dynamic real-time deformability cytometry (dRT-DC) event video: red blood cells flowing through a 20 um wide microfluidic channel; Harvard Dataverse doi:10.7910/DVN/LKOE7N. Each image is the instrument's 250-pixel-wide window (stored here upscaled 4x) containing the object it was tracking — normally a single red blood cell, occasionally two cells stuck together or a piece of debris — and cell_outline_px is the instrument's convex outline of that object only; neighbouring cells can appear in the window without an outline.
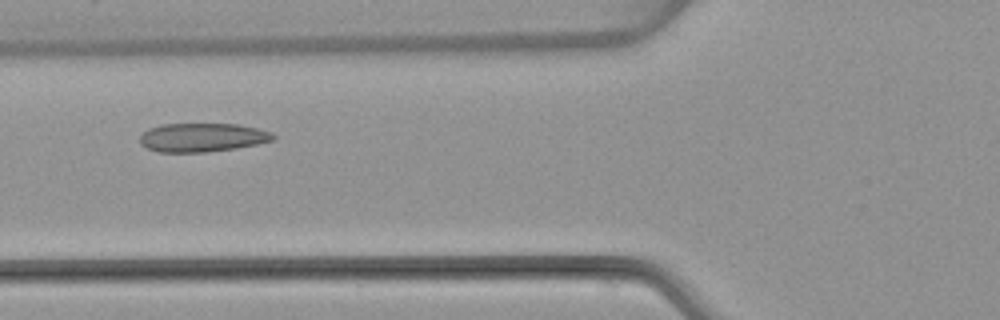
{"species": "common noctule bat (a hibernating species)", "species_latin": "Nyctalus noctula", "temperature_condition": "warm", "stored_images_in_passage": 16, "camera_frame_rate_fps": 3000, "um_per_image_px": 0.085, "animal": {"sex": "female", "body_mass_g": 22.7, "forearm_length_mm": 54.2}, "frame": {"image": 1, "passage_image": 14, "time_ms": 4.333, "image_size_px": [1000, 320], "cell_outline_px": [[276, 136], [272, 140], [256, 144], [236, 148], [208, 152], [156, 152], [140, 144], [140, 136], [148, 128], [160, 124], [236, 124], [256, 128], [272, 132]], "centroid_in_image_um": [17.16, 11.68], "position_along_channel_um": 108.6, "area_um2": 22.31}}